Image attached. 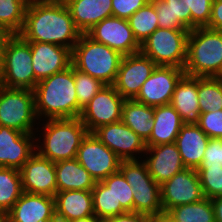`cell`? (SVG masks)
Masks as SVG:
<instances>
[{
    "mask_svg": "<svg viewBox=\"0 0 222 222\" xmlns=\"http://www.w3.org/2000/svg\"><path fill=\"white\" fill-rule=\"evenodd\" d=\"M18 35L26 42L53 43L73 50L82 33L66 4L29 0Z\"/></svg>",
    "mask_w": 222,
    "mask_h": 222,
    "instance_id": "obj_1",
    "label": "cell"
},
{
    "mask_svg": "<svg viewBox=\"0 0 222 222\" xmlns=\"http://www.w3.org/2000/svg\"><path fill=\"white\" fill-rule=\"evenodd\" d=\"M33 91L39 121L80 116L73 65L39 81Z\"/></svg>",
    "mask_w": 222,
    "mask_h": 222,
    "instance_id": "obj_2",
    "label": "cell"
},
{
    "mask_svg": "<svg viewBox=\"0 0 222 222\" xmlns=\"http://www.w3.org/2000/svg\"><path fill=\"white\" fill-rule=\"evenodd\" d=\"M87 133L79 117L39 121L35 132L36 151L52 162L75 159Z\"/></svg>",
    "mask_w": 222,
    "mask_h": 222,
    "instance_id": "obj_3",
    "label": "cell"
},
{
    "mask_svg": "<svg viewBox=\"0 0 222 222\" xmlns=\"http://www.w3.org/2000/svg\"><path fill=\"white\" fill-rule=\"evenodd\" d=\"M185 75L219 77L222 73V31L207 27L190 30Z\"/></svg>",
    "mask_w": 222,
    "mask_h": 222,
    "instance_id": "obj_4",
    "label": "cell"
},
{
    "mask_svg": "<svg viewBox=\"0 0 222 222\" xmlns=\"http://www.w3.org/2000/svg\"><path fill=\"white\" fill-rule=\"evenodd\" d=\"M122 59L121 53L94 41L86 33H82L72 50V65L105 85L114 84Z\"/></svg>",
    "mask_w": 222,
    "mask_h": 222,
    "instance_id": "obj_5",
    "label": "cell"
},
{
    "mask_svg": "<svg viewBox=\"0 0 222 222\" xmlns=\"http://www.w3.org/2000/svg\"><path fill=\"white\" fill-rule=\"evenodd\" d=\"M31 63L30 44L18 34L11 35L4 47L0 85L34 90L35 74Z\"/></svg>",
    "mask_w": 222,
    "mask_h": 222,
    "instance_id": "obj_6",
    "label": "cell"
},
{
    "mask_svg": "<svg viewBox=\"0 0 222 222\" xmlns=\"http://www.w3.org/2000/svg\"><path fill=\"white\" fill-rule=\"evenodd\" d=\"M38 124L34 91L0 85V125L35 134Z\"/></svg>",
    "mask_w": 222,
    "mask_h": 222,
    "instance_id": "obj_7",
    "label": "cell"
},
{
    "mask_svg": "<svg viewBox=\"0 0 222 222\" xmlns=\"http://www.w3.org/2000/svg\"><path fill=\"white\" fill-rule=\"evenodd\" d=\"M119 171L132 187L133 212L147 215L163 212L160 185L149 174L143 160L121 161Z\"/></svg>",
    "mask_w": 222,
    "mask_h": 222,
    "instance_id": "obj_8",
    "label": "cell"
},
{
    "mask_svg": "<svg viewBox=\"0 0 222 222\" xmlns=\"http://www.w3.org/2000/svg\"><path fill=\"white\" fill-rule=\"evenodd\" d=\"M189 30L157 28L141 44L140 52L157 66H174L184 69L187 57Z\"/></svg>",
    "mask_w": 222,
    "mask_h": 222,
    "instance_id": "obj_9",
    "label": "cell"
},
{
    "mask_svg": "<svg viewBox=\"0 0 222 222\" xmlns=\"http://www.w3.org/2000/svg\"><path fill=\"white\" fill-rule=\"evenodd\" d=\"M124 101L113 85H104L82 108L79 116L88 133H93L101 126L121 121Z\"/></svg>",
    "mask_w": 222,
    "mask_h": 222,
    "instance_id": "obj_10",
    "label": "cell"
},
{
    "mask_svg": "<svg viewBox=\"0 0 222 222\" xmlns=\"http://www.w3.org/2000/svg\"><path fill=\"white\" fill-rule=\"evenodd\" d=\"M76 159L96 182L118 172L122 161L93 133H87L83 138Z\"/></svg>",
    "mask_w": 222,
    "mask_h": 222,
    "instance_id": "obj_11",
    "label": "cell"
},
{
    "mask_svg": "<svg viewBox=\"0 0 222 222\" xmlns=\"http://www.w3.org/2000/svg\"><path fill=\"white\" fill-rule=\"evenodd\" d=\"M163 212L201 201L204 197L200 178L195 169L185 168L160 185Z\"/></svg>",
    "mask_w": 222,
    "mask_h": 222,
    "instance_id": "obj_12",
    "label": "cell"
},
{
    "mask_svg": "<svg viewBox=\"0 0 222 222\" xmlns=\"http://www.w3.org/2000/svg\"><path fill=\"white\" fill-rule=\"evenodd\" d=\"M93 134L122 161L143 160L145 142L122 121L101 126Z\"/></svg>",
    "mask_w": 222,
    "mask_h": 222,
    "instance_id": "obj_13",
    "label": "cell"
},
{
    "mask_svg": "<svg viewBox=\"0 0 222 222\" xmlns=\"http://www.w3.org/2000/svg\"><path fill=\"white\" fill-rule=\"evenodd\" d=\"M86 34L94 41L107 45L123 56L139 53L141 45L134 37L129 21L108 17L94 25Z\"/></svg>",
    "mask_w": 222,
    "mask_h": 222,
    "instance_id": "obj_14",
    "label": "cell"
},
{
    "mask_svg": "<svg viewBox=\"0 0 222 222\" xmlns=\"http://www.w3.org/2000/svg\"><path fill=\"white\" fill-rule=\"evenodd\" d=\"M184 75L182 68L156 66L134 100L152 107L170 104L176 85Z\"/></svg>",
    "mask_w": 222,
    "mask_h": 222,
    "instance_id": "obj_15",
    "label": "cell"
},
{
    "mask_svg": "<svg viewBox=\"0 0 222 222\" xmlns=\"http://www.w3.org/2000/svg\"><path fill=\"white\" fill-rule=\"evenodd\" d=\"M156 66L141 52L123 56L113 86L125 100H133Z\"/></svg>",
    "mask_w": 222,
    "mask_h": 222,
    "instance_id": "obj_16",
    "label": "cell"
},
{
    "mask_svg": "<svg viewBox=\"0 0 222 222\" xmlns=\"http://www.w3.org/2000/svg\"><path fill=\"white\" fill-rule=\"evenodd\" d=\"M23 192L54 197L57 193L55 162L37 151L19 170Z\"/></svg>",
    "mask_w": 222,
    "mask_h": 222,
    "instance_id": "obj_17",
    "label": "cell"
},
{
    "mask_svg": "<svg viewBox=\"0 0 222 222\" xmlns=\"http://www.w3.org/2000/svg\"><path fill=\"white\" fill-rule=\"evenodd\" d=\"M35 152V134L0 125V167L20 170Z\"/></svg>",
    "mask_w": 222,
    "mask_h": 222,
    "instance_id": "obj_18",
    "label": "cell"
},
{
    "mask_svg": "<svg viewBox=\"0 0 222 222\" xmlns=\"http://www.w3.org/2000/svg\"><path fill=\"white\" fill-rule=\"evenodd\" d=\"M31 48L32 67L37 83L72 65V50L46 42H28Z\"/></svg>",
    "mask_w": 222,
    "mask_h": 222,
    "instance_id": "obj_19",
    "label": "cell"
},
{
    "mask_svg": "<svg viewBox=\"0 0 222 222\" xmlns=\"http://www.w3.org/2000/svg\"><path fill=\"white\" fill-rule=\"evenodd\" d=\"M143 161L159 185L186 168L175 142L146 147Z\"/></svg>",
    "mask_w": 222,
    "mask_h": 222,
    "instance_id": "obj_20",
    "label": "cell"
},
{
    "mask_svg": "<svg viewBox=\"0 0 222 222\" xmlns=\"http://www.w3.org/2000/svg\"><path fill=\"white\" fill-rule=\"evenodd\" d=\"M54 214V197L23 192L6 213V222H46L50 221Z\"/></svg>",
    "mask_w": 222,
    "mask_h": 222,
    "instance_id": "obj_21",
    "label": "cell"
},
{
    "mask_svg": "<svg viewBox=\"0 0 222 222\" xmlns=\"http://www.w3.org/2000/svg\"><path fill=\"white\" fill-rule=\"evenodd\" d=\"M209 140L197 124H184L181 127L175 144L186 168H199Z\"/></svg>",
    "mask_w": 222,
    "mask_h": 222,
    "instance_id": "obj_22",
    "label": "cell"
},
{
    "mask_svg": "<svg viewBox=\"0 0 222 222\" xmlns=\"http://www.w3.org/2000/svg\"><path fill=\"white\" fill-rule=\"evenodd\" d=\"M170 104L180 114L183 124H198V77L184 75L173 92Z\"/></svg>",
    "mask_w": 222,
    "mask_h": 222,
    "instance_id": "obj_23",
    "label": "cell"
},
{
    "mask_svg": "<svg viewBox=\"0 0 222 222\" xmlns=\"http://www.w3.org/2000/svg\"><path fill=\"white\" fill-rule=\"evenodd\" d=\"M66 6L81 33L113 16L112 0H69Z\"/></svg>",
    "mask_w": 222,
    "mask_h": 222,
    "instance_id": "obj_24",
    "label": "cell"
},
{
    "mask_svg": "<svg viewBox=\"0 0 222 222\" xmlns=\"http://www.w3.org/2000/svg\"><path fill=\"white\" fill-rule=\"evenodd\" d=\"M153 122V131L145 142L146 147L175 142L184 125L180 114L171 104L154 107Z\"/></svg>",
    "mask_w": 222,
    "mask_h": 222,
    "instance_id": "obj_25",
    "label": "cell"
},
{
    "mask_svg": "<svg viewBox=\"0 0 222 222\" xmlns=\"http://www.w3.org/2000/svg\"><path fill=\"white\" fill-rule=\"evenodd\" d=\"M57 192L68 190L91 191L96 181L78 160H62L55 162Z\"/></svg>",
    "mask_w": 222,
    "mask_h": 222,
    "instance_id": "obj_26",
    "label": "cell"
},
{
    "mask_svg": "<svg viewBox=\"0 0 222 222\" xmlns=\"http://www.w3.org/2000/svg\"><path fill=\"white\" fill-rule=\"evenodd\" d=\"M54 199L55 213L71 221L95 215L91 191L68 190L57 192Z\"/></svg>",
    "mask_w": 222,
    "mask_h": 222,
    "instance_id": "obj_27",
    "label": "cell"
},
{
    "mask_svg": "<svg viewBox=\"0 0 222 222\" xmlns=\"http://www.w3.org/2000/svg\"><path fill=\"white\" fill-rule=\"evenodd\" d=\"M154 107L133 100H125L122 106V122L146 142L154 127Z\"/></svg>",
    "mask_w": 222,
    "mask_h": 222,
    "instance_id": "obj_28",
    "label": "cell"
},
{
    "mask_svg": "<svg viewBox=\"0 0 222 222\" xmlns=\"http://www.w3.org/2000/svg\"><path fill=\"white\" fill-rule=\"evenodd\" d=\"M22 193L20 171L15 168L0 167V211L6 214Z\"/></svg>",
    "mask_w": 222,
    "mask_h": 222,
    "instance_id": "obj_29",
    "label": "cell"
},
{
    "mask_svg": "<svg viewBox=\"0 0 222 222\" xmlns=\"http://www.w3.org/2000/svg\"><path fill=\"white\" fill-rule=\"evenodd\" d=\"M198 103L201 113L222 110V79L198 77Z\"/></svg>",
    "mask_w": 222,
    "mask_h": 222,
    "instance_id": "obj_30",
    "label": "cell"
},
{
    "mask_svg": "<svg viewBox=\"0 0 222 222\" xmlns=\"http://www.w3.org/2000/svg\"><path fill=\"white\" fill-rule=\"evenodd\" d=\"M169 213L177 222H215L211 199L206 197L199 202L176 206Z\"/></svg>",
    "mask_w": 222,
    "mask_h": 222,
    "instance_id": "obj_31",
    "label": "cell"
},
{
    "mask_svg": "<svg viewBox=\"0 0 222 222\" xmlns=\"http://www.w3.org/2000/svg\"><path fill=\"white\" fill-rule=\"evenodd\" d=\"M128 21L140 45L159 27L156 10L150 1L131 15Z\"/></svg>",
    "mask_w": 222,
    "mask_h": 222,
    "instance_id": "obj_32",
    "label": "cell"
},
{
    "mask_svg": "<svg viewBox=\"0 0 222 222\" xmlns=\"http://www.w3.org/2000/svg\"><path fill=\"white\" fill-rule=\"evenodd\" d=\"M29 0H0V27L18 34L23 27Z\"/></svg>",
    "mask_w": 222,
    "mask_h": 222,
    "instance_id": "obj_33",
    "label": "cell"
},
{
    "mask_svg": "<svg viewBox=\"0 0 222 222\" xmlns=\"http://www.w3.org/2000/svg\"><path fill=\"white\" fill-rule=\"evenodd\" d=\"M102 182L110 188L116 200V216L133 212V193L132 187L126 182L120 171L111 174Z\"/></svg>",
    "mask_w": 222,
    "mask_h": 222,
    "instance_id": "obj_34",
    "label": "cell"
},
{
    "mask_svg": "<svg viewBox=\"0 0 222 222\" xmlns=\"http://www.w3.org/2000/svg\"><path fill=\"white\" fill-rule=\"evenodd\" d=\"M93 196L94 214L100 220H107L116 216V200L110 188L102 181L96 182L91 190Z\"/></svg>",
    "mask_w": 222,
    "mask_h": 222,
    "instance_id": "obj_35",
    "label": "cell"
},
{
    "mask_svg": "<svg viewBox=\"0 0 222 222\" xmlns=\"http://www.w3.org/2000/svg\"><path fill=\"white\" fill-rule=\"evenodd\" d=\"M74 83L78 104L81 108L86 106L90 100L105 85L99 79L76 69L74 67Z\"/></svg>",
    "mask_w": 222,
    "mask_h": 222,
    "instance_id": "obj_36",
    "label": "cell"
},
{
    "mask_svg": "<svg viewBox=\"0 0 222 222\" xmlns=\"http://www.w3.org/2000/svg\"><path fill=\"white\" fill-rule=\"evenodd\" d=\"M200 183L204 197L214 199L222 196V166L198 168Z\"/></svg>",
    "mask_w": 222,
    "mask_h": 222,
    "instance_id": "obj_37",
    "label": "cell"
},
{
    "mask_svg": "<svg viewBox=\"0 0 222 222\" xmlns=\"http://www.w3.org/2000/svg\"><path fill=\"white\" fill-rule=\"evenodd\" d=\"M168 3L171 13L172 29L191 30V1L190 0H164Z\"/></svg>",
    "mask_w": 222,
    "mask_h": 222,
    "instance_id": "obj_38",
    "label": "cell"
},
{
    "mask_svg": "<svg viewBox=\"0 0 222 222\" xmlns=\"http://www.w3.org/2000/svg\"><path fill=\"white\" fill-rule=\"evenodd\" d=\"M197 125L210 139H222V110L201 113Z\"/></svg>",
    "mask_w": 222,
    "mask_h": 222,
    "instance_id": "obj_39",
    "label": "cell"
},
{
    "mask_svg": "<svg viewBox=\"0 0 222 222\" xmlns=\"http://www.w3.org/2000/svg\"><path fill=\"white\" fill-rule=\"evenodd\" d=\"M191 1V30L197 27H206L211 18L213 0Z\"/></svg>",
    "mask_w": 222,
    "mask_h": 222,
    "instance_id": "obj_40",
    "label": "cell"
},
{
    "mask_svg": "<svg viewBox=\"0 0 222 222\" xmlns=\"http://www.w3.org/2000/svg\"><path fill=\"white\" fill-rule=\"evenodd\" d=\"M150 0H112L114 17L128 20L131 15L145 6Z\"/></svg>",
    "mask_w": 222,
    "mask_h": 222,
    "instance_id": "obj_41",
    "label": "cell"
},
{
    "mask_svg": "<svg viewBox=\"0 0 222 222\" xmlns=\"http://www.w3.org/2000/svg\"><path fill=\"white\" fill-rule=\"evenodd\" d=\"M221 165V139H210L199 168Z\"/></svg>",
    "mask_w": 222,
    "mask_h": 222,
    "instance_id": "obj_42",
    "label": "cell"
},
{
    "mask_svg": "<svg viewBox=\"0 0 222 222\" xmlns=\"http://www.w3.org/2000/svg\"><path fill=\"white\" fill-rule=\"evenodd\" d=\"M150 2L156 10L159 28L172 29L171 13L168 3L164 0H150Z\"/></svg>",
    "mask_w": 222,
    "mask_h": 222,
    "instance_id": "obj_43",
    "label": "cell"
},
{
    "mask_svg": "<svg viewBox=\"0 0 222 222\" xmlns=\"http://www.w3.org/2000/svg\"><path fill=\"white\" fill-rule=\"evenodd\" d=\"M206 27L212 30L222 31V0H213L211 18Z\"/></svg>",
    "mask_w": 222,
    "mask_h": 222,
    "instance_id": "obj_44",
    "label": "cell"
},
{
    "mask_svg": "<svg viewBox=\"0 0 222 222\" xmlns=\"http://www.w3.org/2000/svg\"><path fill=\"white\" fill-rule=\"evenodd\" d=\"M107 222H149V215L144 213L127 212L107 219Z\"/></svg>",
    "mask_w": 222,
    "mask_h": 222,
    "instance_id": "obj_45",
    "label": "cell"
},
{
    "mask_svg": "<svg viewBox=\"0 0 222 222\" xmlns=\"http://www.w3.org/2000/svg\"><path fill=\"white\" fill-rule=\"evenodd\" d=\"M149 222H177L169 212L149 215Z\"/></svg>",
    "mask_w": 222,
    "mask_h": 222,
    "instance_id": "obj_46",
    "label": "cell"
},
{
    "mask_svg": "<svg viewBox=\"0 0 222 222\" xmlns=\"http://www.w3.org/2000/svg\"><path fill=\"white\" fill-rule=\"evenodd\" d=\"M214 210L215 222H222V196L211 199Z\"/></svg>",
    "mask_w": 222,
    "mask_h": 222,
    "instance_id": "obj_47",
    "label": "cell"
},
{
    "mask_svg": "<svg viewBox=\"0 0 222 222\" xmlns=\"http://www.w3.org/2000/svg\"><path fill=\"white\" fill-rule=\"evenodd\" d=\"M101 221L102 220H100L96 215H91L84 218L72 220L71 222H101Z\"/></svg>",
    "mask_w": 222,
    "mask_h": 222,
    "instance_id": "obj_48",
    "label": "cell"
},
{
    "mask_svg": "<svg viewBox=\"0 0 222 222\" xmlns=\"http://www.w3.org/2000/svg\"><path fill=\"white\" fill-rule=\"evenodd\" d=\"M8 39L9 38H0V70H1L2 61H3L4 47Z\"/></svg>",
    "mask_w": 222,
    "mask_h": 222,
    "instance_id": "obj_49",
    "label": "cell"
},
{
    "mask_svg": "<svg viewBox=\"0 0 222 222\" xmlns=\"http://www.w3.org/2000/svg\"><path fill=\"white\" fill-rule=\"evenodd\" d=\"M50 222H71V220L55 213L53 218L50 220Z\"/></svg>",
    "mask_w": 222,
    "mask_h": 222,
    "instance_id": "obj_50",
    "label": "cell"
},
{
    "mask_svg": "<svg viewBox=\"0 0 222 222\" xmlns=\"http://www.w3.org/2000/svg\"><path fill=\"white\" fill-rule=\"evenodd\" d=\"M12 34L0 27V38H9Z\"/></svg>",
    "mask_w": 222,
    "mask_h": 222,
    "instance_id": "obj_51",
    "label": "cell"
},
{
    "mask_svg": "<svg viewBox=\"0 0 222 222\" xmlns=\"http://www.w3.org/2000/svg\"><path fill=\"white\" fill-rule=\"evenodd\" d=\"M45 2H50V3H63L66 4L69 0H41Z\"/></svg>",
    "mask_w": 222,
    "mask_h": 222,
    "instance_id": "obj_52",
    "label": "cell"
},
{
    "mask_svg": "<svg viewBox=\"0 0 222 222\" xmlns=\"http://www.w3.org/2000/svg\"><path fill=\"white\" fill-rule=\"evenodd\" d=\"M0 222H6V214L0 211Z\"/></svg>",
    "mask_w": 222,
    "mask_h": 222,
    "instance_id": "obj_53",
    "label": "cell"
},
{
    "mask_svg": "<svg viewBox=\"0 0 222 222\" xmlns=\"http://www.w3.org/2000/svg\"><path fill=\"white\" fill-rule=\"evenodd\" d=\"M221 165H222V139H221Z\"/></svg>",
    "mask_w": 222,
    "mask_h": 222,
    "instance_id": "obj_54",
    "label": "cell"
}]
</instances>
